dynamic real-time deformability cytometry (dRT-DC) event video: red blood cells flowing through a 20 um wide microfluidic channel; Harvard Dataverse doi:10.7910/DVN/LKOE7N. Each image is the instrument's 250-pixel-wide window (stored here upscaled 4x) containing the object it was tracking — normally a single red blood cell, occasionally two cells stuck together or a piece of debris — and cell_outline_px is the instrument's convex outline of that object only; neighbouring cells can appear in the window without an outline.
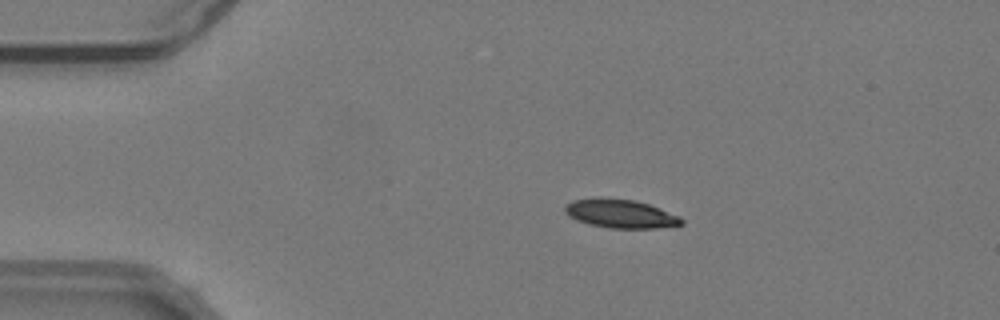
{"species": "common noctule bat (a hibernating species)", "species_latin": "Nyctalus noctula", "temperature_condition": "warm", "stored_images_in_passage": 54, "camera_frame_rate_fps": 3000, "um_per_image_px": 0.085, "animal": {"sex": "male", "body_mass_g": 19.2, "forearm_length_mm": 51.8}, "frame": {"image": 1, "passage_image": 11, "time_ms": 3.333, "image_size_px": [1000, 320], "cell_outline_px": [[684, 224], [656, 228], [612, 228], [592, 224], [576, 220], [568, 216], [564, 212], [564, 208], [572, 200], [600, 196], [636, 200], [660, 208], [680, 216], [684, 220]], "centroid_in_image_um": [52.74, 18.14], "position_along_channel_um": 32.3, "area_um2": 19.65}}
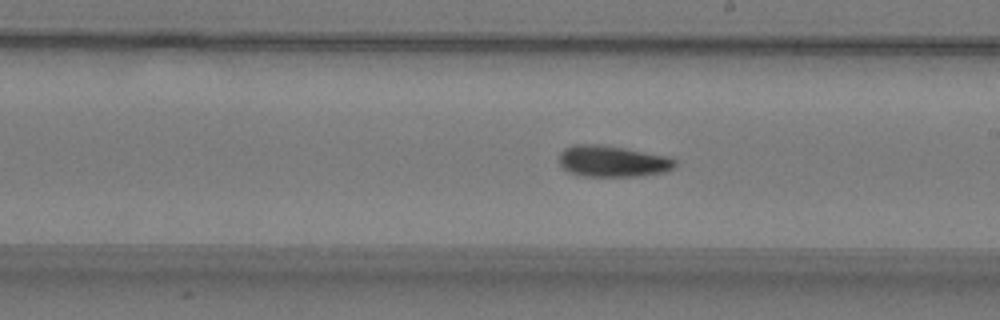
{"frame": {"image": 2, "passage_image": 31, "time_ms": 10.0, "image_size_px": [1000, 320], "cell_outline_px": [[676, 164], [668, 172], [640, 176], [584, 176], [572, 172], [564, 168], [560, 164], [560, 152], [564, 148], [572, 144], [600, 144], [624, 148], [668, 156], [676, 160]], "centroid_in_image_um": [52.09, 13.7], "position_along_channel_um": 236.9, "area_um2": 21.15}}
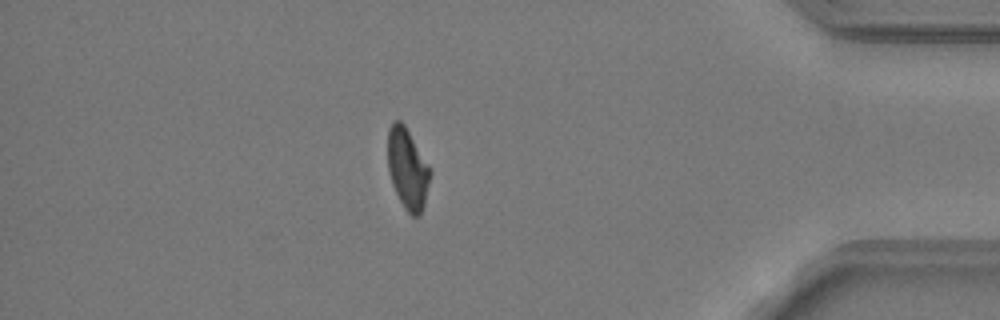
{"frame": {"image": 3, "passage_image": 47, "time_ms": 15.333, "image_size_px": [1000, 320], "cell_outline_px": [[432, 172], [424, 204], [420, 216], [412, 216], [404, 208], [392, 184], [388, 172], [388, 128], [392, 120], [400, 120], [404, 124], [428, 164]], "centroid_in_image_um": [34.63, 14.34], "position_along_channel_um": 400.6, "area_um2": 19.94}, "authors_computed_cell_mechanics": {"area_um2": 20.2011, "velocity_mm_per_s": 3.8214, "shape_relaxation_time_tau1_ms": 4.8648, "shape_relaxation_time_tau2_ms": 7.5838, "deformation_change_tau1": 0.1634, "deformation_change_tau2": 0.1514}}